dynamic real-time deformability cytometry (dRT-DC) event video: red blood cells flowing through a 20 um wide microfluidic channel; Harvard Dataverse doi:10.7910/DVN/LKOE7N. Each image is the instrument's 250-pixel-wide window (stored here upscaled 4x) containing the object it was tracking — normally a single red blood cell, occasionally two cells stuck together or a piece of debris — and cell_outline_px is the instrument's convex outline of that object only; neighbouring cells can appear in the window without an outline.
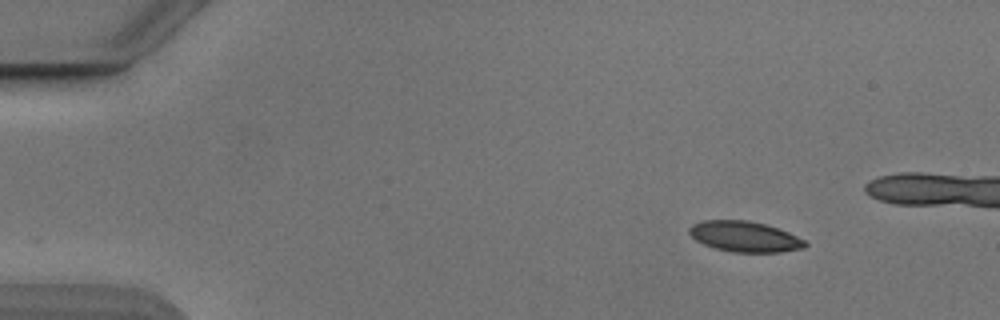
{"species": "Egyptian fruit bat (a non-hibernating species)", "species_latin": "Rousettus aegyptiacus", "temperature_condition": "cold", "stored_images_in_passage": 41, "camera_frame_rate_fps": 3000, "um_per_image_px": 0.085, "animal": {"sex": "male"}, "frame": {"image": 1, "passage_image": 1, "time_ms": 0.0, "image_size_px": [1000, 320], "cell_outline_px": [[808, 244], [804, 248], [780, 252], [732, 252], [716, 248], [704, 244], [696, 240], [688, 232], [688, 228], [692, 224], [704, 220], [748, 220], [764, 224], [788, 232], [804, 240]], "centroid_in_image_um": [63.28, 20.11], "position_along_channel_um": 21.7, "area_um2": 20.52}}
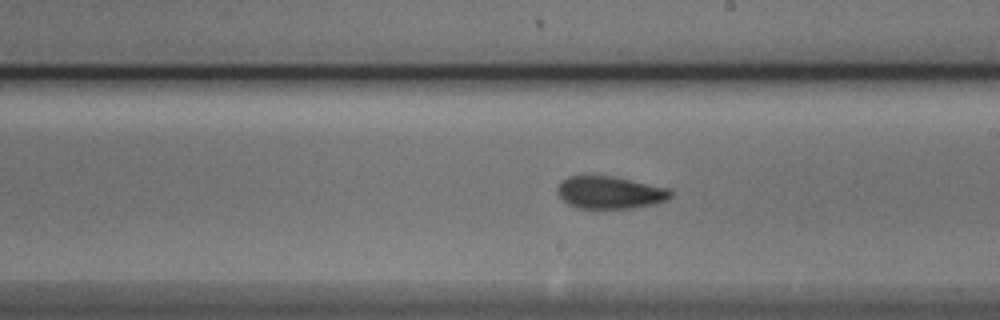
{"frame": {"image": 2, "passage_image": 25, "time_ms": 8.0, "image_size_px": [1000, 320], "cell_outline_px": [[672, 196], [668, 200], [656, 204], [632, 208], [580, 208], [568, 204], [556, 192], [556, 188], [560, 180], [568, 176], [612, 176], [632, 180], [668, 188], [672, 192]], "centroid_in_image_um": [51.84, 16.36], "position_along_channel_um": 237.2, "area_um2": 21.5}}
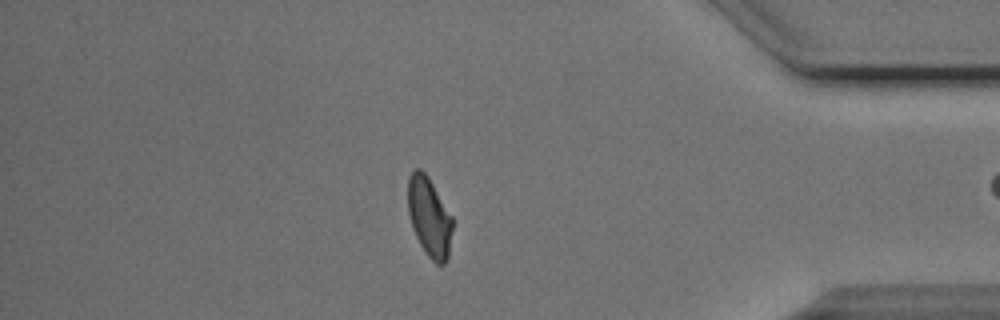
{"frame": {"image": 3, "passage_image": 40, "time_ms": 13.0, "image_size_px": [1000, 320], "cell_outline_px": [[452, 228], [448, 260], [444, 264], [436, 264], [424, 252], [412, 228], [408, 212], [408, 176], [416, 168], [420, 168], [428, 176], [452, 216]], "centroid_in_image_um": [36.48, 18.45], "position_along_channel_um": 398.7, "area_um2": 20.69}}